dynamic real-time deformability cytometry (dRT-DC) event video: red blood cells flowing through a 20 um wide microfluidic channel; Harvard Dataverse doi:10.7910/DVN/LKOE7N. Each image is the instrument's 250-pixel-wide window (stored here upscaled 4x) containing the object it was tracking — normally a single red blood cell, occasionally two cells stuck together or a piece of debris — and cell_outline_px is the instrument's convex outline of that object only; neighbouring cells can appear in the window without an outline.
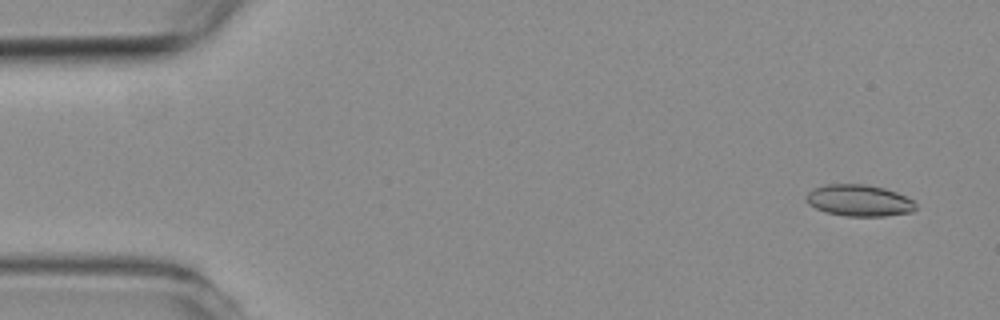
{"species": "common noctule bat (a hibernating species)", "species_latin": "Nyctalus noctula", "temperature_condition": "room temperature", "stored_images_in_passage": 4, "camera_frame_rate_fps": 3000, "um_per_image_px": 0.085, "animal": {"sex": "female", "body_mass_g": 19.3, "forearm_length_mm": 54.1}, "frame": {"image": 1, "passage_image": 1, "time_ms": 0.0, "image_size_px": [1000, 320], "cell_outline_px": [[916, 208], [912, 212], [884, 216], [844, 216], [824, 212], [808, 204], [804, 200], [804, 196], [812, 188], [824, 184], [864, 184], [884, 188], [896, 192], [912, 200], [916, 204]], "centroid_in_image_um": [72.96, 17.04], "position_along_channel_um": 12.0, "area_um2": 20.35}}
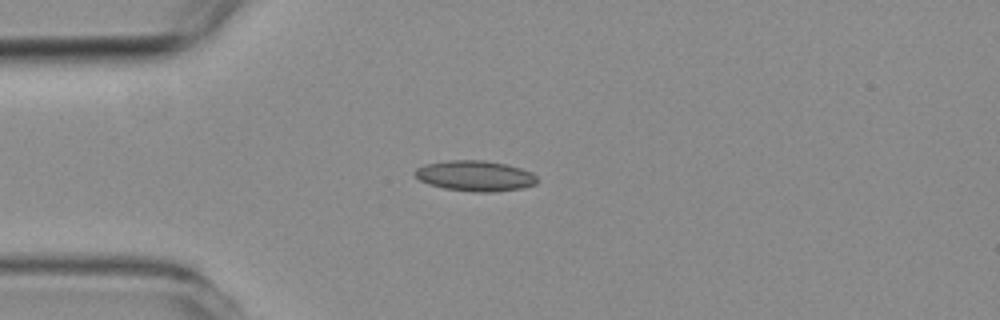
{"frame": {"image": 2, "passage_image": 4, "time_ms": 3.333, "image_size_px": [1000, 320], "cell_outline_px": [[536, 184], [520, 188], [492, 192], [476, 192], [444, 188], [428, 184], [420, 180], [412, 172], [416, 168], [424, 164], [444, 160], [484, 160], [504, 164], [520, 168], [532, 172], [536, 176]], "centroid_in_image_um": [40.33, 14.94], "position_along_channel_um": 44.7, "area_um2": 21.73}}